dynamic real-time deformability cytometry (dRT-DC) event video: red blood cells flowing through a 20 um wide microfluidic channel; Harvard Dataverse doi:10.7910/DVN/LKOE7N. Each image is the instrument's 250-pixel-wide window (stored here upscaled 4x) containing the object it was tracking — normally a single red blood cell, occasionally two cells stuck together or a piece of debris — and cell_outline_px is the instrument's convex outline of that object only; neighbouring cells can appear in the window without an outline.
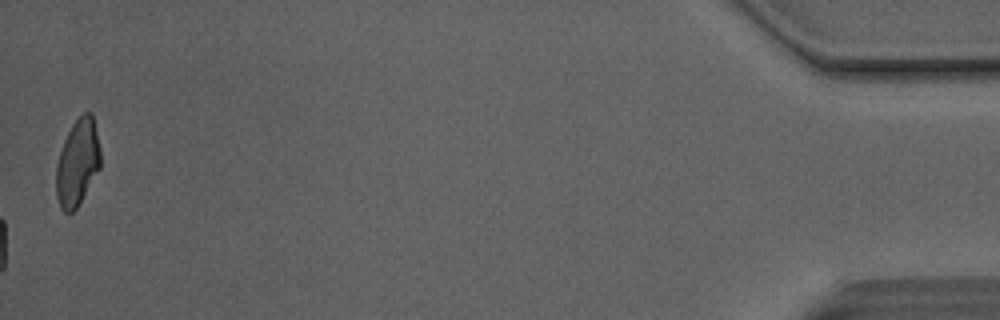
{"species": "Egyptian fruit bat (a non-hibernating species)", "species_latin": "Rousettus aegyptiacus", "temperature_condition": "room temperature", "stored_images_in_passage": 50, "camera_frame_rate_fps": 3000, "um_per_image_px": 0.085, "animal": {"sex": "male"}, "frame": {"image": 1, "passage_image": 50, "time_ms": 16.333, "image_size_px": [1000, 320], "cell_outline_px": [[100, 168], [76, 208], [72, 212], [64, 212], [60, 208], [56, 196], [56, 164], [64, 140], [72, 124], [84, 112], [92, 112], [100, 148]], "centroid_in_image_um": [6.58, 13.82], "position_along_channel_um": 428.6, "area_um2": 22.2}, "authors_computed_cell_mechanics": {"area_um2": 21.7328, "velocity_mm_per_s": 4.1088, "shape_relaxation_time_tau1_ms": 6.6477, "shape_relaxation_time_tau2_ms": 2.8097, "deformation_change_tau1": 0.1172, "deformation_change_tau2": 0.0926}}